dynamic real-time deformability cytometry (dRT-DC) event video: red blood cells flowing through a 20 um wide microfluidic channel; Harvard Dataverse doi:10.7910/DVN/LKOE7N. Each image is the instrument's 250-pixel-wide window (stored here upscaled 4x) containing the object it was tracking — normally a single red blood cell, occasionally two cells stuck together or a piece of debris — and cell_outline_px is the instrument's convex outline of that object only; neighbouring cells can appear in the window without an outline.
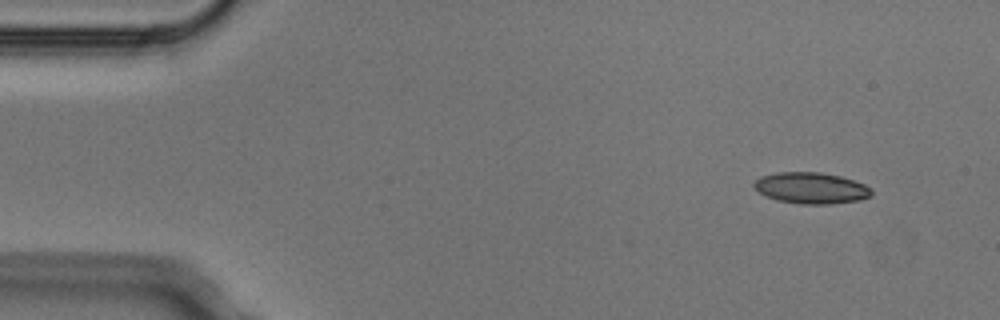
{"species": "Egyptian fruit bat (a non-hibernating species)", "species_latin": "Rousettus aegyptiacus", "temperature_condition": "cold", "stored_images_in_passage": 5, "camera_frame_rate_fps": 3000, "um_per_image_px": 0.085, "animal": {"sex": "male"}, "frame": {"image": 1, "passage_image": 2, "time_ms": 0.333, "image_size_px": [1000, 320], "cell_outline_px": [[872, 196], [860, 200], [832, 204], [800, 204], [776, 200], [764, 196], [752, 184], [760, 176], [776, 172], [820, 172], [840, 176], [864, 184], [872, 188]], "centroid_in_image_um": [68.95, 15.99], "position_along_channel_um": 16.1, "area_um2": 21.56}}
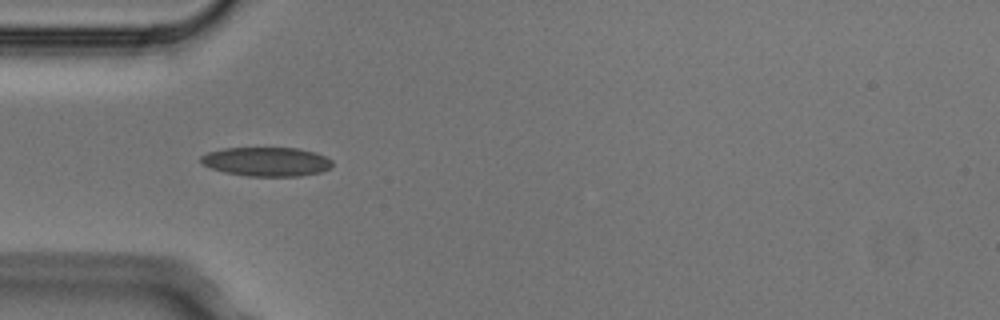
{"frame": {"image": 2, "passage_image": 5, "time_ms": 1.333, "image_size_px": [1000, 320], "cell_outline_px": [[332, 164], [328, 168], [320, 172], [300, 176], [248, 176], [224, 172], [212, 168], [204, 164], [200, 160], [200, 156], [208, 152], [224, 148], [296, 148], [316, 152], [332, 160]], "centroid_in_image_um": [22.65, 13.74], "position_along_channel_um": 62.3, "area_um2": 22.14}}